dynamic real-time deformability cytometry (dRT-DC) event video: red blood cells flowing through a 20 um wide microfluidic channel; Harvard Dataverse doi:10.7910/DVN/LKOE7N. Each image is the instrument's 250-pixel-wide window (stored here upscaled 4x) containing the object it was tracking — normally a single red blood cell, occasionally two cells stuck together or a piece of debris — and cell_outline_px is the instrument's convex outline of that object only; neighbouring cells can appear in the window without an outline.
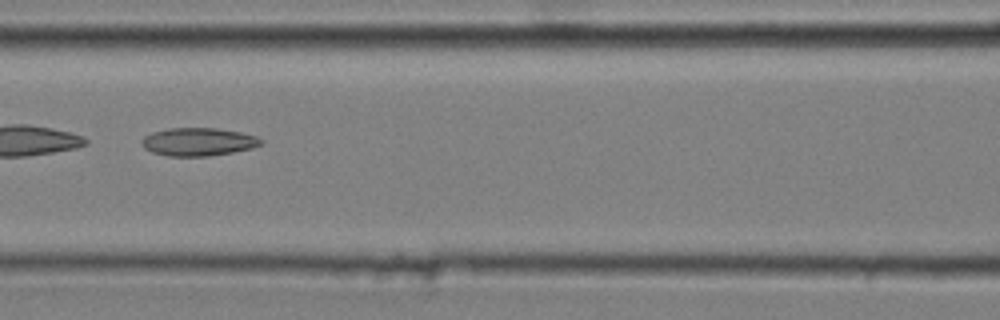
{"species": "common noctule bat (a hibernating species)", "species_latin": "Nyctalus noctula", "temperature_condition": "cold", "stored_images_in_passage": 12, "camera_frame_rate_fps": 3000, "um_per_image_px": 0.085, "animal": {"sex": "male", "body_mass_g": 20.4}, "frame": {"image": 1, "passage_image": 6, "time_ms": 1.667, "image_size_px": [1000, 320], "cell_outline_px": [[264, 144], [252, 148], [232, 152], [208, 156], [168, 156], [152, 152], [144, 148], [140, 144], [140, 140], [144, 136], [152, 132], [168, 128], [216, 128], [240, 132], [256, 136], [264, 140]], "centroid_in_image_um": [16.84, 12.05], "position_along_channel_um": 149.8, "area_um2": 19.65}}
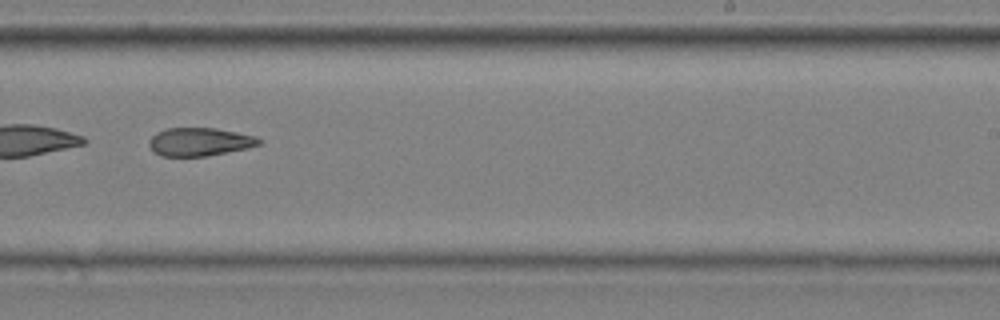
{"frame": {"image": 2, "passage_image": 9, "time_ms": 2.667, "image_size_px": [1000, 320], "cell_outline_px": [[264, 140], [260, 144], [248, 148], [204, 156], [160, 156], [152, 152], [148, 144], [148, 140], [156, 132], [168, 128], [216, 128], [256, 136]], "centroid_in_image_um": [16.95, 12.05], "position_along_channel_um": 272.1, "area_um2": 18.21}}
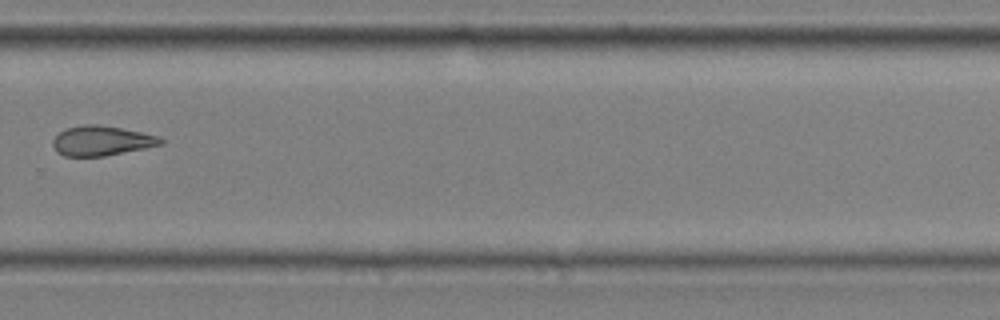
{"frame": {"image": 3, "passage_image": 10, "time_ms": 3.0, "image_size_px": [1000, 320], "cell_outline_px": [[164, 144], [104, 156], [64, 156], [56, 152], [52, 144], [52, 140], [64, 128], [84, 124], [96, 124], [120, 128], [160, 136], [164, 140]], "centroid_in_image_um": [8.61, 11.96], "position_along_channel_um": 321.2, "area_um2": 18.73}}